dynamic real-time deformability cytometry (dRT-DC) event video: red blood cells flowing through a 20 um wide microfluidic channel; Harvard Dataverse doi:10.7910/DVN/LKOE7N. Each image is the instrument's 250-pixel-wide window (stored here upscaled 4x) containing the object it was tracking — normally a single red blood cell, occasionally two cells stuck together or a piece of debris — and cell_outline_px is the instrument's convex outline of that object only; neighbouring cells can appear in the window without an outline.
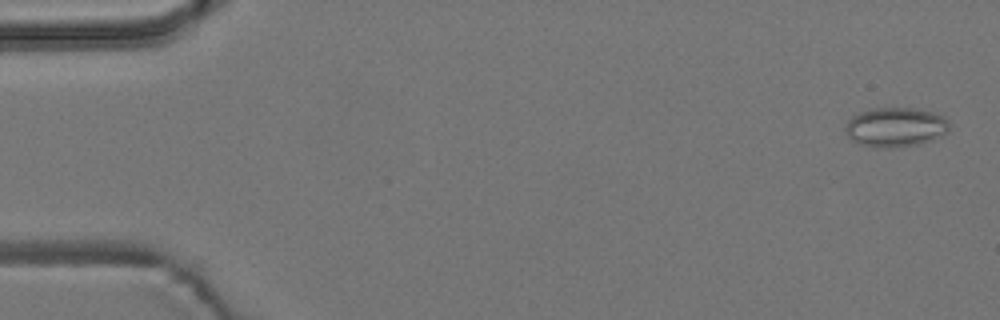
{"species": "common noctule bat (a hibernating species)", "species_latin": "Nyctalus noctula", "temperature_condition": "room temperature", "stored_images_in_passage": 5, "camera_frame_rate_fps": 3000, "um_per_image_px": 0.085, "animal": {"sex": "male", "body_mass_g": 19.2, "forearm_length_mm": 51.8}, "frame": {"image": 1, "passage_image": 1, "time_ms": 0.0, "image_size_px": [1000, 320], "cell_outline_px": [[948, 132], [932, 140], [916, 144], [892, 148], [872, 148], [860, 144], [852, 140], [848, 136], [844, 128], [844, 124], [852, 116], [860, 112], [872, 108], [912, 108], [932, 112], [944, 116], [948, 120]], "centroid_in_image_um": [76.08, 10.81], "position_along_channel_um": 8.9, "area_um2": 24.04}}